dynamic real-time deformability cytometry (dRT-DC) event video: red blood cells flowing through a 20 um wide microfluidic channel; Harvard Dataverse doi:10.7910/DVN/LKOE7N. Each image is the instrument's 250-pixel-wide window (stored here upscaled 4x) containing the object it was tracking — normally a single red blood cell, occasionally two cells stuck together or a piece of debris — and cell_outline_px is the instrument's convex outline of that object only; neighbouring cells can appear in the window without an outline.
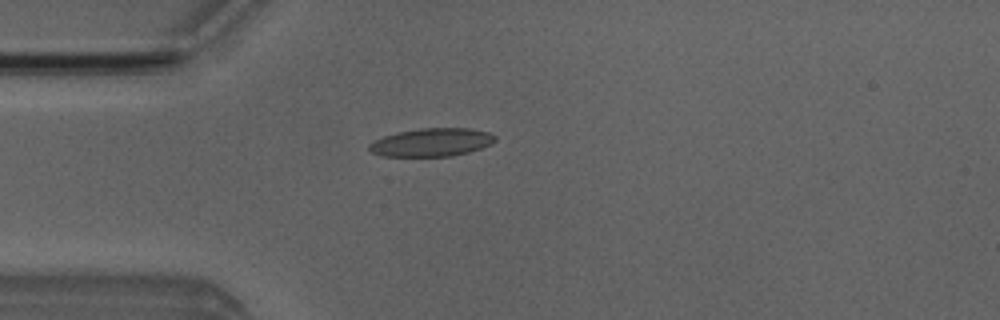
{"species": "Egyptian fruit bat (a non-hibernating species)", "species_latin": "Rousettus aegyptiacus", "temperature_condition": "room temperature", "stored_images_in_passage": 5, "camera_frame_rate_fps": 3000, "um_per_image_px": 0.085, "animal": {"sex": "male"}, "frame": {"image": 1, "passage_image": 4, "time_ms": 3.667, "image_size_px": [1000, 320], "cell_outline_px": [[496, 140], [492, 144], [468, 152], [452, 156], [380, 156], [372, 152], [368, 148], [368, 144], [372, 140], [396, 132], [420, 128], [468, 128], [488, 132], [496, 136]], "centroid_in_image_um": [36.66, 12.09], "position_along_channel_um": 48.3, "area_um2": 20.81}}